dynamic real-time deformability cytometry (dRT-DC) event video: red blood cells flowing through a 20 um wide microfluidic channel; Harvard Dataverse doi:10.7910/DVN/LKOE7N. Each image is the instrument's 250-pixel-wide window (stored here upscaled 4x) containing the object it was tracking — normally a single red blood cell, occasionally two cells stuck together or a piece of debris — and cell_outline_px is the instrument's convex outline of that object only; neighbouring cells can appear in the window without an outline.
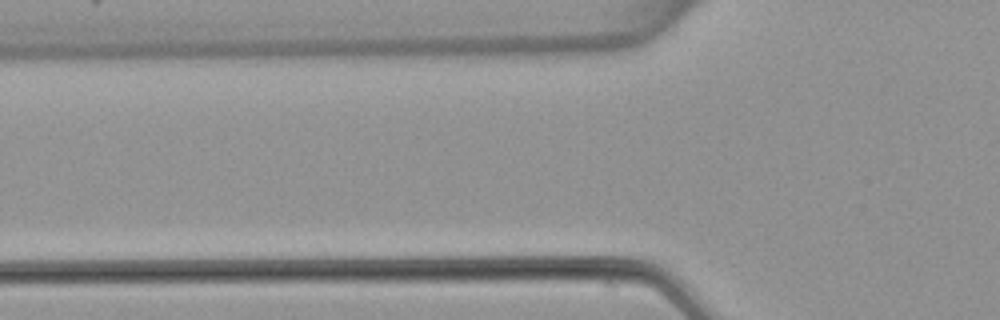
{"species": "common noctule bat (a hibernating species)", "species_latin": "Nyctalus noctula", "temperature_condition": "warm", "stored_images_in_passage": 7, "segment_of_instrument_passage": [3, 3], "camera_frame_rate_fps": 3000, "um_per_image_px": 0.085, "animal": {"sex": "female", "body_mass_g": 22.7, "forearm_length_mm": 54.2}, "frame": {"image": 1, "passage_image": 7, "time_ms": 2.0, "image_size_px": [1000, 320], "cell_outline_px": [[676, 20], [672, 24], [644, 44], [628, 48], [580, 52], [360, 52], [672, 20]], "centroid_in_image_um": [47.16, 3.47], "position_along_channel_um": 78.6, "area_um2": 31.1}}